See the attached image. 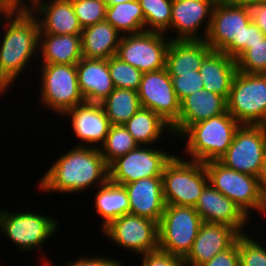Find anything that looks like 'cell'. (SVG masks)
<instances>
[{
  "instance_id": "cell-20",
  "label": "cell",
  "mask_w": 266,
  "mask_h": 266,
  "mask_svg": "<svg viewBox=\"0 0 266 266\" xmlns=\"http://www.w3.org/2000/svg\"><path fill=\"white\" fill-rule=\"evenodd\" d=\"M227 111V100L214 92L198 90L180 102L178 120L171 126L175 139L190 126Z\"/></svg>"
},
{
  "instance_id": "cell-34",
  "label": "cell",
  "mask_w": 266,
  "mask_h": 266,
  "mask_svg": "<svg viewBox=\"0 0 266 266\" xmlns=\"http://www.w3.org/2000/svg\"><path fill=\"white\" fill-rule=\"evenodd\" d=\"M110 76L115 88L137 91L143 73L137 68L122 61L116 55L107 59Z\"/></svg>"
},
{
  "instance_id": "cell-32",
  "label": "cell",
  "mask_w": 266,
  "mask_h": 266,
  "mask_svg": "<svg viewBox=\"0 0 266 266\" xmlns=\"http://www.w3.org/2000/svg\"><path fill=\"white\" fill-rule=\"evenodd\" d=\"M138 146V143L124 125H111L107 137L99 150L109 166L114 160L124 156Z\"/></svg>"
},
{
  "instance_id": "cell-14",
  "label": "cell",
  "mask_w": 266,
  "mask_h": 266,
  "mask_svg": "<svg viewBox=\"0 0 266 266\" xmlns=\"http://www.w3.org/2000/svg\"><path fill=\"white\" fill-rule=\"evenodd\" d=\"M101 232L109 241L140 256L159 249L158 223L146 217L126 214Z\"/></svg>"
},
{
  "instance_id": "cell-37",
  "label": "cell",
  "mask_w": 266,
  "mask_h": 266,
  "mask_svg": "<svg viewBox=\"0 0 266 266\" xmlns=\"http://www.w3.org/2000/svg\"><path fill=\"white\" fill-rule=\"evenodd\" d=\"M82 29L105 20L106 8L103 0H70Z\"/></svg>"
},
{
  "instance_id": "cell-23",
  "label": "cell",
  "mask_w": 266,
  "mask_h": 266,
  "mask_svg": "<svg viewBox=\"0 0 266 266\" xmlns=\"http://www.w3.org/2000/svg\"><path fill=\"white\" fill-rule=\"evenodd\" d=\"M76 69L85 102L101 103L115 89L106 59L82 58Z\"/></svg>"
},
{
  "instance_id": "cell-18",
  "label": "cell",
  "mask_w": 266,
  "mask_h": 266,
  "mask_svg": "<svg viewBox=\"0 0 266 266\" xmlns=\"http://www.w3.org/2000/svg\"><path fill=\"white\" fill-rule=\"evenodd\" d=\"M195 210L203 222L223 224L233 227L239 234L247 233L250 219L232 200L217 191L210 183L203 189ZM247 225V226H246Z\"/></svg>"
},
{
  "instance_id": "cell-12",
  "label": "cell",
  "mask_w": 266,
  "mask_h": 266,
  "mask_svg": "<svg viewBox=\"0 0 266 266\" xmlns=\"http://www.w3.org/2000/svg\"><path fill=\"white\" fill-rule=\"evenodd\" d=\"M171 39L165 33L144 31L122 35L116 56L142 73L165 68Z\"/></svg>"
},
{
  "instance_id": "cell-25",
  "label": "cell",
  "mask_w": 266,
  "mask_h": 266,
  "mask_svg": "<svg viewBox=\"0 0 266 266\" xmlns=\"http://www.w3.org/2000/svg\"><path fill=\"white\" fill-rule=\"evenodd\" d=\"M40 64L76 65L82 57L81 35L39 33Z\"/></svg>"
},
{
  "instance_id": "cell-10",
  "label": "cell",
  "mask_w": 266,
  "mask_h": 266,
  "mask_svg": "<svg viewBox=\"0 0 266 266\" xmlns=\"http://www.w3.org/2000/svg\"><path fill=\"white\" fill-rule=\"evenodd\" d=\"M202 223L194 207L166 205L158 223L159 250L184 259Z\"/></svg>"
},
{
  "instance_id": "cell-44",
  "label": "cell",
  "mask_w": 266,
  "mask_h": 266,
  "mask_svg": "<svg viewBox=\"0 0 266 266\" xmlns=\"http://www.w3.org/2000/svg\"><path fill=\"white\" fill-rule=\"evenodd\" d=\"M22 5L19 0H0V10L16 9Z\"/></svg>"
},
{
  "instance_id": "cell-1",
  "label": "cell",
  "mask_w": 266,
  "mask_h": 266,
  "mask_svg": "<svg viewBox=\"0 0 266 266\" xmlns=\"http://www.w3.org/2000/svg\"><path fill=\"white\" fill-rule=\"evenodd\" d=\"M1 16L0 83L9 91L39 54L40 27L38 18L26 5L1 10Z\"/></svg>"
},
{
  "instance_id": "cell-22",
  "label": "cell",
  "mask_w": 266,
  "mask_h": 266,
  "mask_svg": "<svg viewBox=\"0 0 266 266\" xmlns=\"http://www.w3.org/2000/svg\"><path fill=\"white\" fill-rule=\"evenodd\" d=\"M128 193L129 214L159 223L166 207L162 177H148L123 185Z\"/></svg>"
},
{
  "instance_id": "cell-7",
  "label": "cell",
  "mask_w": 266,
  "mask_h": 266,
  "mask_svg": "<svg viewBox=\"0 0 266 266\" xmlns=\"http://www.w3.org/2000/svg\"><path fill=\"white\" fill-rule=\"evenodd\" d=\"M204 165L209 183L237 204L249 218L254 210L266 215V201L258 177L230 169L218 160L205 162Z\"/></svg>"
},
{
  "instance_id": "cell-40",
  "label": "cell",
  "mask_w": 266,
  "mask_h": 266,
  "mask_svg": "<svg viewBox=\"0 0 266 266\" xmlns=\"http://www.w3.org/2000/svg\"><path fill=\"white\" fill-rule=\"evenodd\" d=\"M201 266H239L238 238L228 249L219 252Z\"/></svg>"
},
{
  "instance_id": "cell-28",
  "label": "cell",
  "mask_w": 266,
  "mask_h": 266,
  "mask_svg": "<svg viewBox=\"0 0 266 266\" xmlns=\"http://www.w3.org/2000/svg\"><path fill=\"white\" fill-rule=\"evenodd\" d=\"M93 199L94 209L102 218L100 230L102 231L118 217L129 214L128 193L123 185L108 180L105 184L96 188Z\"/></svg>"
},
{
  "instance_id": "cell-27",
  "label": "cell",
  "mask_w": 266,
  "mask_h": 266,
  "mask_svg": "<svg viewBox=\"0 0 266 266\" xmlns=\"http://www.w3.org/2000/svg\"><path fill=\"white\" fill-rule=\"evenodd\" d=\"M122 34L103 20L83 28L81 49L83 58L109 59L117 54Z\"/></svg>"
},
{
  "instance_id": "cell-31",
  "label": "cell",
  "mask_w": 266,
  "mask_h": 266,
  "mask_svg": "<svg viewBox=\"0 0 266 266\" xmlns=\"http://www.w3.org/2000/svg\"><path fill=\"white\" fill-rule=\"evenodd\" d=\"M101 105L111 125H124L140 108L138 92L115 88Z\"/></svg>"
},
{
  "instance_id": "cell-8",
  "label": "cell",
  "mask_w": 266,
  "mask_h": 266,
  "mask_svg": "<svg viewBox=\"0 0 266 266\" xmlns=\"http://www.w3.org/2000/svg\"><path fill=\"white\" fill-rule=\"evenodd\" d=\"M227 111L241 125L266 126V74L237 71L227 98Z\"/></svg>"
},
{
  "instance_id": "cell-46",
  "label": "cell",
  "mask_w": 266,
  "mask_h": 266,
  "mask_svg": "<svg viewBox=\"0 0 266 266\" xmlns=\"http://www.w3.org/2000/svg\"><path fill=\"white\" fill-rule=\"evenodd\" d=\"M105 5L107 7L115 5V4H120V3H125V2H129V1H136V0H103Z\"/></svg>"
},
{
  "instance_id": "cell-29",
  "label": "cell",
  "mask_w": 266,
  "mask_h": 266,
  "mask_svg": "<svg viewBox=\"0 0 266 266\" xmlns=\"http://www.w3.org/2000/svg\"><path fill=\"white\" fill-rule=\"evenodd\" d=\"M124 127L138 145L153 146L157 141L162 140L161 137L165 132L173 136L170 124L155 112L142 107L124 124Z\"/></svg>"
},
{
  "instance_id": "cell-9",
  "label": "cell",
  "mask_w": 266,
  "mask_h": 266,
  "mask_svg": "<svg viewBox=\"0 0 266 266\" xmlns=\"http://www.w3.org/2000/svg\"><path fill=\"white\" fill-rule=\"evenodd\" d=\"M40 65L41 92H38V98L42 107L62 116L67 110L85 102L78 86L76 65Z\"/></svg>"
},
{
  "instance_id": "cell-24",
  "label": "cell",
  "mask_w": 266,
  "mask_h": 266,
  "mask_svg": "<svg viewBox=\"0 0 266 266\" xmlns=\"http://www.w3.org/2000/svg\"><path fill=\"white\" fill-rule=\"evenodd\" d=\"M236 72V60L224 52L214 50L205 57L199 69L204 89L217 93L226 100Z\"/></svg>"
},
{
  "instance_id": "cell-48",
  "label": "cell",
  "mask_w": 266,
  "mask_h": 266,
  "mask_svg": "<svg viewBox=\"0 0 266 266\" xmlns=\"http://www.w3.org/2000/svg\"><path fill=\"white\" fill-rule=\"evenodd\" d=\"M6 92H7V90L0 83V95L3 96V94Z\"/></svg>"
},
{
  "instance_id": "cell-6",
  "label": "cell",
  "mask_w": 266,
  "mask_h": 266,
  "mask_svg": "<svg viewBox=\"0 0 266 266\" xmlns=\"http://www.w3.org/2000/svg\"><path fill=\"white\" fill-rule=\"evenodd\" d=\"M58 219L49 215L34 213L33 210L18 213L7 208H0V232L20 251L30 252L42 250L45 241L54 238L59 223ZM52 236V237H51ZM37 248V249H36Z\"/></svg>"
},
{
  "instance_id": "cell-43",
  "label": "cell",
  "mask_w": 266,
  "mask_h": 266,
  "mask_svg": "<svg viewBox=\"0 0 266 266\" xmlns=\"http://www.w3.org/2000/svg\"><path fill=\"white\" fill-rule=\"evenodd\" d=\"M258 178H259L262 196L264 200L266 201V148H265V154H264V159H263L260 175Z\"/></svg>"
},
{
  "instance_id": "cell-11",
  "label": "cell",
  "mask_w": 266,
  "mask_h": 266,
  "mask_svg": "<svg viewBox=\"0 0 266 266\" xmlns=\"http://www.w3.org/2000/svg\"><path fill=\"white\" fill-rule=\"evenodd\" d=\"M266 148V126L240 125L232 144L218 159L224 166L259 177Z\"/></svg>"
},
{
  "instance_id": "cell-49",
  "label": "cell",
  "mask_w": 266,
  "mask_h": 266,
  "mask_svg": "<svg viewBox=\"0 0 266 266\" xmlns=\"http://www.w3.org/2000/svg\"><path fill=\"white\" fill-rule=\"evenodd\" d=\"M266 2V0H250V3Z\"/></svg>"
},
{
  "instance_id": "cell-16",
  "label": "cell",
  "mask_w": 266,
  "mask_h": 266,
  "mask_svg": "<svg viewBox=\"0 0 266 266\" xmlns=\"http://www.w3.org/2000/svg\"><path fill=\"white\" fill-rule=\"evenodd\" d=\"M214 5L215 0H173L170 28L165 34L175 32L171 40H205Z\"/></svg>"
},
{
  "instance_id": "cell-4",
  "label": "cell",
  "mask_w": 266,
  "mask_h": 266,
  "mask_svg": "<svg viewBox=\"0 0 266 266\" xmlns=\"http://www.w3.org/2000/svg\"><path fill=\"white\" fill-rule=\"evenodd\" d=\"M240 123L228 112L190 125L180 136L186 140L187 160L205 163L218 160L232 144Z\"/></svg>"
},
{
  "instance_id": "cell-39",
  "label": "cell",
  "mask_w": 266,
  "mask_h": 266,
  "mask_svg": "<svg viewBox=\"0 0 266 266\" xmlns=\"http://www.w3.org/2000/svg\"><path fill=\"white\" fill-rule=\"evenodd\" d=\"M141 256L142 264L140 266H185L183 258L159 249Z\"/></svg>"
},
{
  "instance_id": "cell-38",
  "label": "cell",
  "mask_w": 266,
  "mask_h": 266,
  "mask_svg": "<svg viewBox=\"0 0 266 266\" xmlns=\"http://www.w3.org/2000/svg\"><path fill=\"white\" fill-rule=\"evenodd\" d=\"M168 74L172 79L173 88L180 102L188 95L204 88V82L199 74V70Z\"/></svg>"
},
{
  "instance_id": "cell-5",
  "label": "cell",
  "mask_w": 266,
  "mask_h": 266,
  "mask_svg": "<svg viewBox=\"0 0 266 266\" xmlns=\"http://www.w3.org/2000/svg\"><path fill=\"white\" fill-rule=\"evenodd\" d=\"M174 155L162 173L163 196L166 205L195 207L203 189L209 183L204 163L184 160Z\"/></svg>"
},
{
  "instance_id": "cell-19",
  "label": "cell",
  "mask_w": 266,
  "mask_h": 266,
  "mask_svg": "<svg viewBox=\"0 0 266 266\" xmlns=\"http://www.w3.org/2000/svg\"><path fill=\"white\" fill-rule=\"evenodd\" d=\"M25 5L38 18L40 33L81 35L83 29L70 0H30Z\"/></svg>"
},
{
  "instance_id": "cell-42",
  "label": "cell",
  "mask_w": 266,
  "mask_h": 266,
  "mask_svg": "<svg viewBox=\"0 0 266 266\" xmlns=\"http://www.w3.org/2000/svg\"><path fill=\"white\" fill-rule=\"evenodd\" d=\"M248 7L251 20L259 27L266 37V2L250 3Z\"/></svg>"
},
{
  "instance_id": "cell-45",
  "label": "cell",
  "mask_w": 266,
  "mask_h": 266,
  "mask_svg": "<svg viewBox=\"0 0 266 266\" xmlns=\"http://www.w3.org/2000/svg\"><path fill=\"white\" fill-rule=\"evenodd\" d=\"M220 5H249L250 0H215Z\"/></svg>"
},
{
  "instance_id": "cell-17",
  "label": "cell",
  "mask_w": 266,
  "mask_h": 266,
  "mask_svg": "<svg viewBox=\"0 0 266 266\" xmlns=\"http://www.w3.org/2000/svg\"><path fill=\"white\" fill-rule=\"evenodd\" d=\"M62 116H70V127L80 141L77 146L100 148L111 126L101 103L84 102Z\"/></svg>"
},
{
  "instance_id": "cell-33",
  "label": "cell",
  "mask_w": 266,
  "mask_h": 266,
  "mask_svg": "<svg viewBox=\"0 0 266 266\" xmlns=\"http://www.w3.org/2000/svg\"><path fill=\"white\" fill-rule=\"evenodd\" d=\"M145 19V31L165 33L170 28L173 0H138Z\"/></svg>"
},
{
  "instance_id": "cell-21",
  "label": "cell",
  "mask_w": 266,
  "mask_h": 266,
  "mask_svg": "<svg viewBox=\"0 0 266 266\" xmlns=\"http://www.w3.org/2000/svg\"><path fill=\"white\" fill-rule=\"evenodd\" d=\"M240 234L228 225L203 222L193 246L183 259L185 266H201L228 249Z\"/></svg>"
},
{
  "instance_id": "cell-30",
  "label": "cell",
  "mask_w": 266,
  "mask_h": 266,
  "mask_svg": "<svg viewBox=\"0 0 266 266\" xmlns=\"http://www.w3.org/2000/svg\"><path fill=\"white\" fill-rule=\"evenodd\" d=\"M105 20L122 35L145 31L144 14L138 0L107 7Z\"/></svg>"
},
{
  "instance_id": "cell-50",
  "label": "cell",
  "mask_w": 266,
  "mask_h": 266,
  "mask_svg": "<svg viewBox=\"0 0 266 266\" xmlns=\"http://www.w3.org/2000/svg\"><path fill=\"white\" fill-rule=\"evenodd\" d=\"M23 5H25L27 2H29L30 0H19ZM25 2V3H24Z\"/></svg>"
},
{
  "instance_id": "cell-47",
  "label": "cell",
  "mask_w": 266,
  "mask_h": 266,
  "mask_svg": "<svg viewBox=\"0 0 266 266\" xmlns=\"http://www.w3.org/2000/svg\"><path fill=\"white\" fill-rule=\"evenodd\" d=\"M45 257H47V256L44 255V258L41 259L42 262H43V263H42V262L40 261L41 265H42V266H54V264L52 265V263H51L52 261H51V260L49 261V259H48V258L46 259Z\"/></svg>"
},
{
  "instance_id": "cell-3",
  "label": "cell",
  "mask_w": 266,
  "mask_h": 266,
  "mask_svg": "<svg viewBox=\"0 0 266 266\" xmlns=\"http://www.w3.org/2000/svg\"><path fill=\"white\" fill-rule=\"evenodd\" d=\"M264 38L265 34L251 20L248 5L215 3L205 39L212 50L224 52L237 60L251 44Z\"/></svg>"
},
{
  "instance_id": "cell-26",
  "label": "cell",
  "mask_w": 266,
  "mask_h": 266,
  "mask_svg": "<svg viewBox=\"0 0 266 266\" xmlns=\"http://www.w3.org/2000/svg\"><path fill=\"white\" fill-rule=\"evenodd\" d=\"M212 48L205 40H171L167 48L165 68L168 73L198 71Z\"/></svg>"
},
{
  "instance_id": "cell-15",
  "label": "cell",
  "mask_w": 266,
  "mask_h": 266,
  "mask_svg": "<svg viewBox=\"0 0 266 266\" xmlns=\"http://www.w3.org/2000/svg\"><path fill=\"white\" fill-rule=\"evenodd\" d=\"M137 92L142 108L155 112L171 126L178 120L180 101L166 68L143 73Z\"/></svg>"
},
{
  "instance_id": "cell-36",
  "label": "cell",
  "mask_w": 266,
  "mask_h": 266,
  "mask_svg": "<svg viewBox=\"0 0 266 266\" xmlns=\"http://www.w3.org/2000/svg\"><path fill=\"white\" fill-rule=\"evenodd\" d=\"M264 245V246H263ZM239 266H266V248L248 233L238 236Z\"/></svg>"
},
{
  "instance_id": "cell-41",
  "label": "cell",
  "mask_w": 266,
  "mask_h": 266,
  "mask_svg": "<svg viewBox=\"0 0 266 266\" xmlns=\"http://www.w3.org/2000/svg\"><path fill=\"white\" fill-rule=\"evenodd\" d=\"M121 260L113 257H104V256H91V257H79L72 262H67L64 266H123L120 262Z\"/></svg>"
},
{
  "instance_id": "cell-2",
  "label": "cell",
  "mask_w": 266,
  "mask_h": 266,
  "mask_svg": "<svg viewBox=\"0 0 266 266\" xmlns=\"http://www.w3.org/2000/svg\"><path fill=\"white\" fill-rule=\"evenodd\" d=\"M61 154L38 182L43 193L76 194L109 180V169L99 148L74 145Z\"/></svg>"
},
{
  "instance_id": "cell-35",
  "label": "cell",
  "mask_w": 266,
  "mask_h": 266,
  "mask_svg": "<svg viewBox=\"0 0 266 266\" xmlns=\"http://www.w3.org/2000/svg\"><path fill=\"white\" fill-rule=\"evenodd\" d=\"M237 71L266 74V37L255 42L236 60Z\"/></svg>"
},
{
  "instance_id": "cell-13",
  "label": "cell",
  "mask_w": 266,
  "mask_h": 266,
  "mask_svg": "<svg viewBox=\"0 0 266 266\" xmlns=\"http://www.w3.org/2000/svg\"><path fill=\"white\" fill-rule=\"evenodd\" d=\"M175 155L152 145H139L109 166V180L120 185L148 177H162L164 166Z\"/></svg>"
}]
</instances>
